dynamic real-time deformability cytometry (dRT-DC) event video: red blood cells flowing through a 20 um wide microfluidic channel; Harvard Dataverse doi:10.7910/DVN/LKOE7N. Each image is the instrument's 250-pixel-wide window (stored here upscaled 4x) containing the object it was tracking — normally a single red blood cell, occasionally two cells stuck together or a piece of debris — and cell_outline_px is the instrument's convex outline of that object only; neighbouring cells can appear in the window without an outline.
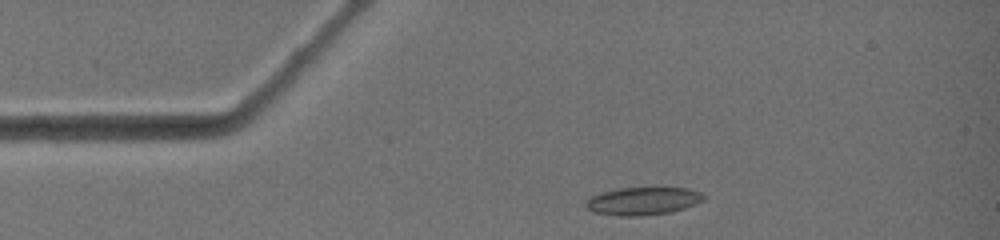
{"species": "common noctule bat (a hibernating species)", "species_latin": "Nyctalus noctula", "temperature_condition": "warm", "stored_images_in_passage": 4, "camera_frame_rate_fps": 3000, "um_per_image_px": 0.085, "animal": {"sex": "female", "body_mass_g": 19.0, "forearm_length_mm": 51.5}, "frame": {"image": 1, "passage_image": 1, "time_ms": 0.0, "image_size_px": [1000, 240], "cell_outline_px": [[708, 196], [704, 200], [696, 204], [672, 212], [644, 216], [620, 216], [592, 212], [584, 204], [584, 200], [588, 196], [600, 192], [620, 188], [656, 184], [660, 184], [688, 188], [700, 192]], "centroid_in_image_um": [54.68, 17.03], "position_along_channel_um": 30.3, "area_um2": 20.52}}